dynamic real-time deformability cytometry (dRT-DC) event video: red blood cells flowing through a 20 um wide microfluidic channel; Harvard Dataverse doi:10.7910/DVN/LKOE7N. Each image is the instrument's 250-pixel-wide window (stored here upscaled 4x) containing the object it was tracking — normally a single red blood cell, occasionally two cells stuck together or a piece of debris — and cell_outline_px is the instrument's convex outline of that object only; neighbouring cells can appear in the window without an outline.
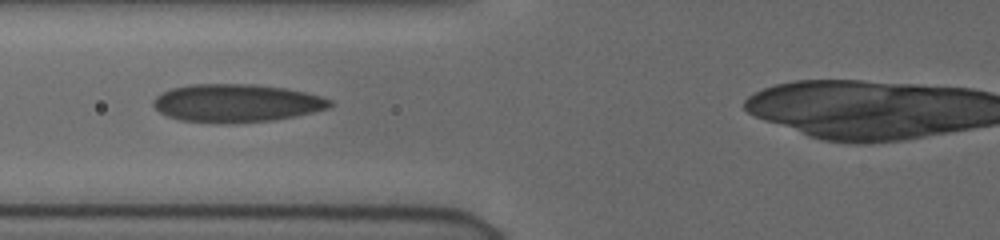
{"species": "human", "species_latin": "Homo sapiens", "temperature_condition": "cold", "stored_images_in_passage": 43, "camera_frame_rate_fps": 3000, "um_per_image_px": 0.085, "donor": {"sex": "female"}, "frame": {"image": 1, "passage_image": 16, "time_ms": 5.0, "image_size_px": [1000, 240], "cell_outline_px": [[332, 104], [328, 108], [312, 112], [272, 120], [232, 124], [220, 124], [180, 120], [168, 116], [160, 112], [152, 104], [152, 100], [160, 92], [172, 88], [188, 84], [256, 84], [288, 88], [320, 96], [332, 100]], "centroid_in_image_um": [20.05, 8.76], "position_along_channel_um": 105.7, "area_um2": 39.42}}
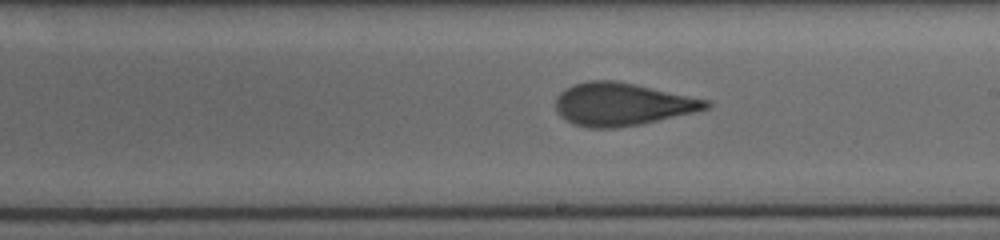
{"frame": {"image": 2, "passage_image": 26, "time_ms": 8.333, "image_size_px": [1000, 240], "cell_outline_px": [[712, 104], [708, 108], [692, 112], [640, 124], [616, 128], [588, 128], [572, 124], [560, 116], [556, 112], [556, 96], [564, 88], [572, 84], [588, 80], [616, 80], [636, 84], [708, 100]], "centroid_in_image_um": [52.8, 8.85], "position_along_channel_um": 236.2, "area_um2": 37.51}}
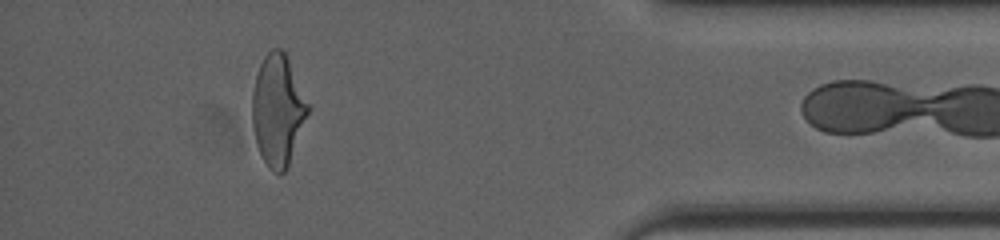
{"frame": {"image": 3, "passage_image": 42, "time_ms": 13.667, "image_size_px": [1000, 240], "cell_outline_px": [[312, 108], [288, 168], [280, 176], [272, 172], [268, 168], [256, 144], [252, 124], [252, 92], [256, 76], [260, 64], [264, 56], [272, 48], [280, 48], [284, 52]], "centroid_in_image_um": [23.64, 9.42], "position_along_channel_um": 411.6, "area_um2": 36.65}}